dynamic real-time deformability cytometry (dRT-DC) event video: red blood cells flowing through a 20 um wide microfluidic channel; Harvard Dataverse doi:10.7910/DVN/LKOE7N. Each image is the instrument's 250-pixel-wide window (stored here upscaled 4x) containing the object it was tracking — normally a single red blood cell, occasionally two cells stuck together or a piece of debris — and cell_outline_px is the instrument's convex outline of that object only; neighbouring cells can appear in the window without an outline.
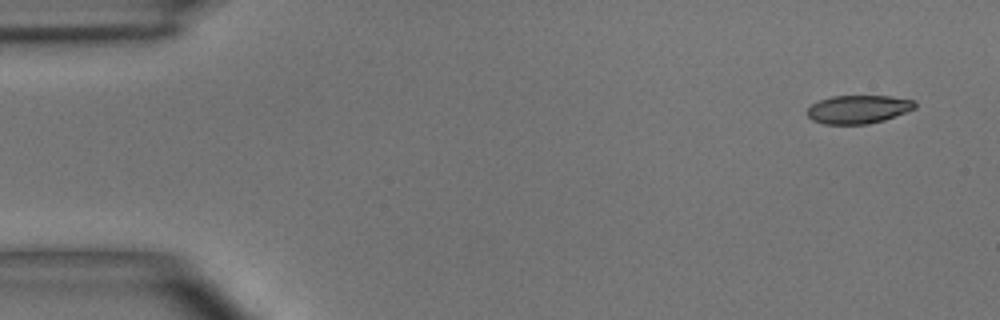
{"species": "common noctule bat (a hibernating species)", "species_latin": "Nyctalus noctula", "temperature_condition": "room temperature", "stored_images_in_passage": 5, "camera_frame_rate_fps": 3000, "um_per_image_px": 0.085, "animal": {"sex": "male", "body_mass_g": 15.6}, "frame": {"image": 1, "passage_image": 1, "time_ms": 0.0, "image_size_px": [1000, 320], "cell_outline_px": [[916, 108], [884, 120], [868, 124], [824, 124], [812, 120], [808, 116], [808, 108], [812, 104], [820, 100], [832, 96], [892, 96], [916, 100]], "centroid_in_image_um": [72.98, 9.29], "position_along_channel_um": 12.0, "area_um2": 17.8}}
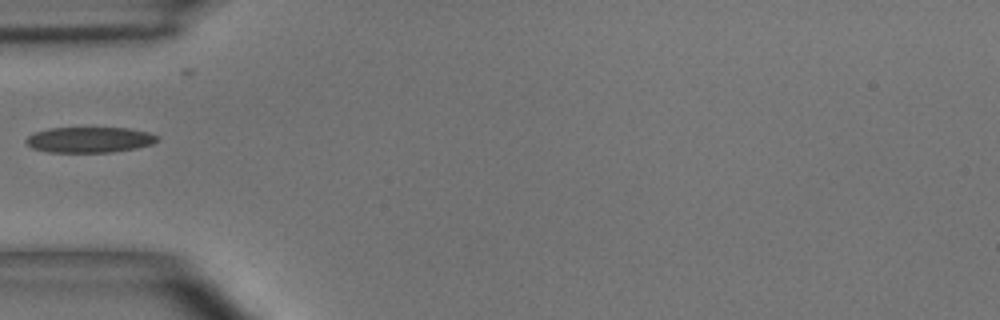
{"frame": {"image": 2, "passage_image": 4, "time_ms": 4.667, "image_size_px": [1000, 320], "cell_outline_px": [[160, 140], [152, 144], [136, 148], [112, 152], [48, 152], [32, 148], [24, 140], [28, 136], [36, 132], [48, 128], [128, 128], [148, 132], [160, 136]], "centroid_in_image_um": [7.64, 11.88], "position_along_channel_um": 77.4, "area_um2": 19.65}}
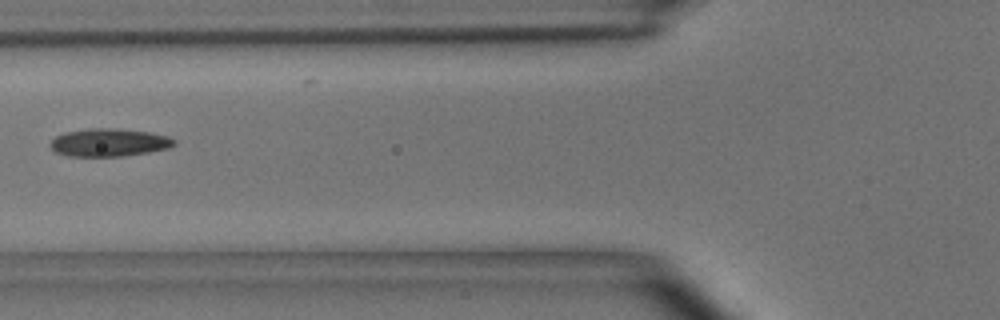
{"frame": {"image": 3, "passage_image": 5, "time_ms": 5.667, "image_size_px": [1000, 320], "cell_outline_px": [[176, 144], [168, 148], [148, 152], [124, 156], [68, 156], [56, 152], [48, 144], [56, 136], [64, 132], [88, 128], [120, 128], [148, 132], [168, 136], [176, 140]], "centroid_in_image_um": [9.26, 12.1], "position_along_channel_um": 116.5, "area_um2": 20.23}}